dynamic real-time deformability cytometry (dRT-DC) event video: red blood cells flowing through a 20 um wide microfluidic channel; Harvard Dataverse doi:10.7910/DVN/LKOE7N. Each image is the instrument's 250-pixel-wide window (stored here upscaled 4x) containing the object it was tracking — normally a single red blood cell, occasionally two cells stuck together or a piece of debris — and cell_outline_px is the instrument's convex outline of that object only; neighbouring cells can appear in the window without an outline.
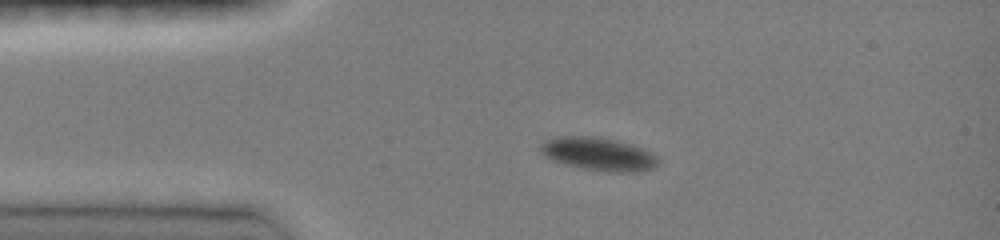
{"species": "common noctule bat (a hibernating species)", "species_latin": "Nyctalus noctula", "temperature_condition": "room temperature", "stored_images_in_passage": 7, "camera_frame_rate_fps": 3000, "um_per_image_px": 0.085, "animal": {"sex": "female", "body_mass_g": 19.0, "forearm_length_mm": 51.5}, "frame": {"image": 1, "passage_image": 5, "time_ms": 2.0, "image_size_px": [1000, 240], "cell_outline_px": [[660, 160], [652, 168], [636, 172], [608, 172], [584, 168], [564, 164], [552, 160], [544, 156], [540, 152], [540, 144], [544, 140], [552, 136], [592, 136], [632, 144], [644, 148], [656, 156]], "centroid_in_image_um": [50.82, 13.08], "position_along_channel_um": 34.2, "area_um2": 22.77}}